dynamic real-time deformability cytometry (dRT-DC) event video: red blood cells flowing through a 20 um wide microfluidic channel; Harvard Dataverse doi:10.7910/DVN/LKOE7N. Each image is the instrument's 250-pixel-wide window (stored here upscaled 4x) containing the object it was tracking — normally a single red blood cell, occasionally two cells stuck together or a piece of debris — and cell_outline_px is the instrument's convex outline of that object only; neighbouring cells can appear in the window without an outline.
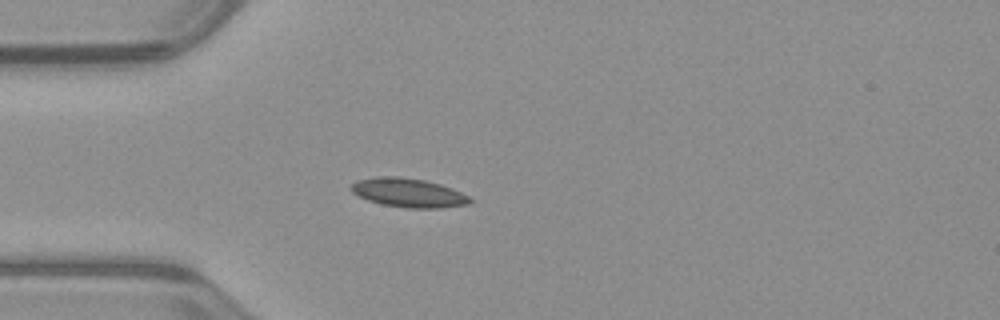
{"species": "common noctule bat (a hibernating species)", "species_latin": "Nyctalus noctula", "temperature_condition": "warm", "stored_images_in_passage": 38, "camera_frame_rate_fps": 3000, "um_per_image_px": 0.085, "animal": {"sex": "male", "body_mass_g": 23.1, "forearm_length_mm": 52.7}, "frame": {"image": 1, "passage_image": 1, "time_ms": 0.0, "image_size_px": [1000, 320], "cell_outline_px": [[476, 200], [472, 204], [440, 208], [408, 208], [380, 204], [368, 200], [352, 192], [348, 188], [356, 180], [376, 176], [400, 176], [424, 180], [440, 184], [452, 188]], "centroid_in_image_um": [34.73, 16.38], "position_along_channel_um": 50.3, "area_um2": 20.35}}
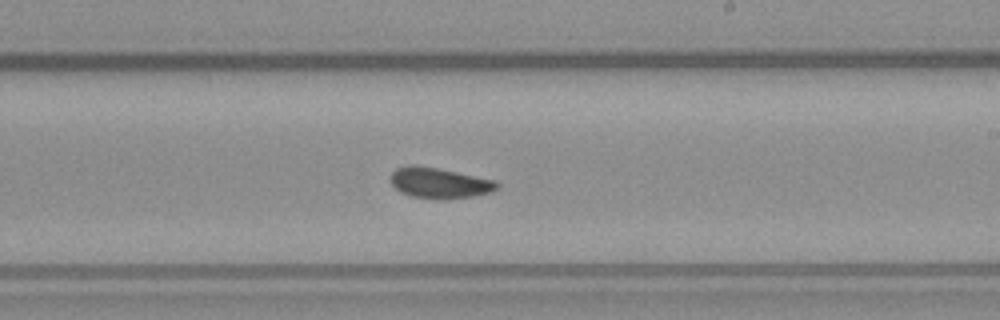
{"frame": {"image": 2, "passage_image": 17, "time_ms": 5.333, "image_size_px": [1000, 320], "cell_outline_px": [[500, 184], [492, 192], [472, 196], [448, 200], [436, 200], [412, 196], [400, 192], [392, 184], [392, 172], [396, 168], [408, 164], [412, 164], [436, 168], [496, 180]], "centroid_in_image_um": [37.35, 15.56], "position_along_channel_um": 251.6, "area_um2": 19.07}}
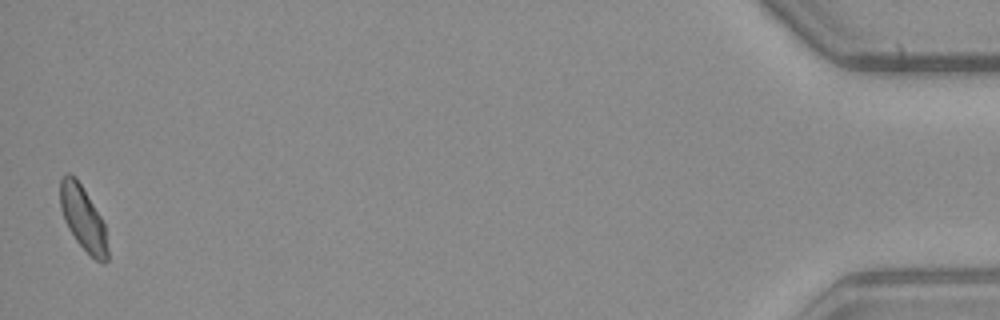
{"frame": {"image": 3, "passage_image": 38, "time_ms": 12.333, "image_size_px": [1000, 320], "cell_outline_px": [[108, 260], [104, 264], [96, 260], [76, 240], [68, 228], [64, 220], [60, 208], [60, 180], [64, 172], [68, 172], [76, 176], [100, 216], [104, 224], [108, 248]], "centroid_in_image_um": [7.04, 18.52], "position_along_channel_um": 428.2, "area_um2": 17.74}, "authors_computed_cell_mechanics": {"area_um2": 18.4382, "velocity_mm_per_s": 3.9598, "shape_relaxation_time_tau1_ms": 7.2378, "shape_relaxation_time_tau2_ms": 2.1805, "deformation_change_tau1": 0.0959, "deformation_change_tau2": 0.0548}}